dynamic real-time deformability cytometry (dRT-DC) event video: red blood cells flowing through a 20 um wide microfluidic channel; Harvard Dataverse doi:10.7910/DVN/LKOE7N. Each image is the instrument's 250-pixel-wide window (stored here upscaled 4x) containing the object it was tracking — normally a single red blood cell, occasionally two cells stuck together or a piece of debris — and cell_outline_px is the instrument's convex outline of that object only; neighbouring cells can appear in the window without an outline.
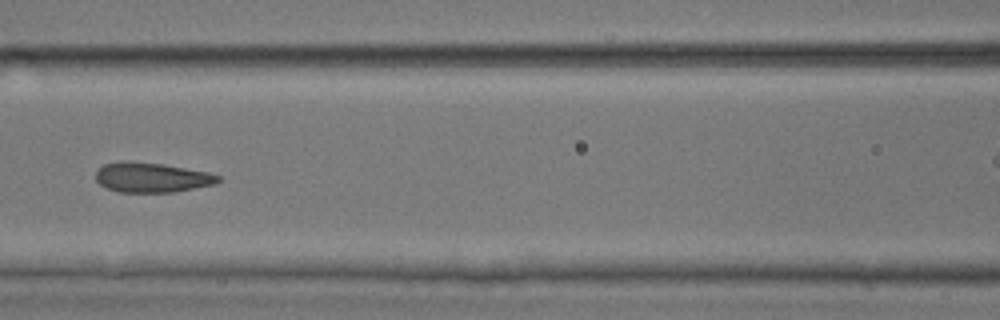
{"species": "common noctule bat (a hibernating species)", "species_latin": "Nyctalus noctula", "temperature_condition": "room temperature", "stored_images_in_passage": 7, "segment_of_instrument_passage": [1, 2], "camera_frame_rate_fps": 3000, "um_per_image_px": 0.085, "animal": {"sex": "male", "body_mass_g": 17.9, "forearm_length_mm": 54.2}, "frame": {"image": 1, "passage_image": 6, "time_ms": 1.667, "image_size_px": [1000, 320], "cell_outline_px": [[220, 180], [216, 184], [172, 192], [120, 192], [108, 188], [100, 184], [96, 180], [96, 172], [104, 164], [160, 164], [208, 172], [220, 176]], "centroid_in_image_um": [12.97, 15.13], "position_along_channel_um": 153.6, "area_um2": 20.23}}